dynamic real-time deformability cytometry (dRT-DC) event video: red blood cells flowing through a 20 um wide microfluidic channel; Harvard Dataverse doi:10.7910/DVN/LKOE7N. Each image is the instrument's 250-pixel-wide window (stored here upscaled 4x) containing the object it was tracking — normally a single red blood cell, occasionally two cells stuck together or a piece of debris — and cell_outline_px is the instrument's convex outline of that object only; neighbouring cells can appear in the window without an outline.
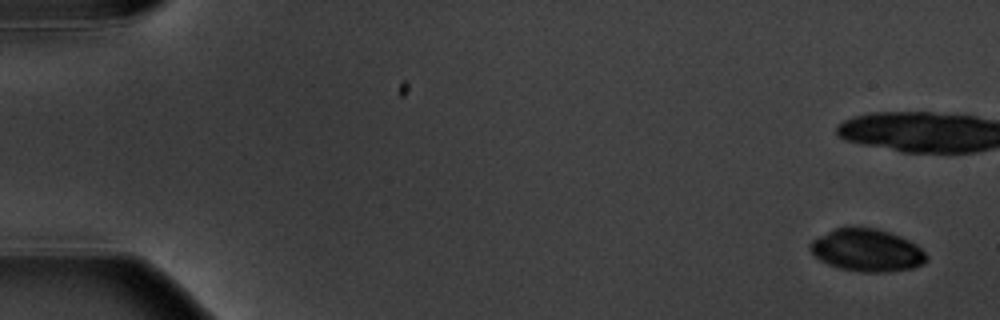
{"species": "common noctule bat (a hibernating species)", "species_latin": "Nyctalus noctula", "temperature_condition": "warm", "stored_images_in_passage": 5, "camera_frame_rate_fps": 3000, "um_per_image_px": 0.085, "animal": {"sex": "male", "body_mass_g": 20.1, "forearm_length_mm": 53.5}, "frame": {"image": 1, "passage_image": 1, "time_ms": 0.0, "image_size_px": [1000, 320], "cell_outline_px": [[928, 260], [924, 264], [912, 268], [888, 272], [860, 272], [840, 268], [828, 264], [820, 260], [808, 248], [808, 244], [812, 240], [836, 228], [876, 228], [900, 236], [916, 244], [928, 256]], "centroid_in_image_um": [73.71, 21.29], "position_along_channel_um": 11.3, "area_um2": 28.61}}